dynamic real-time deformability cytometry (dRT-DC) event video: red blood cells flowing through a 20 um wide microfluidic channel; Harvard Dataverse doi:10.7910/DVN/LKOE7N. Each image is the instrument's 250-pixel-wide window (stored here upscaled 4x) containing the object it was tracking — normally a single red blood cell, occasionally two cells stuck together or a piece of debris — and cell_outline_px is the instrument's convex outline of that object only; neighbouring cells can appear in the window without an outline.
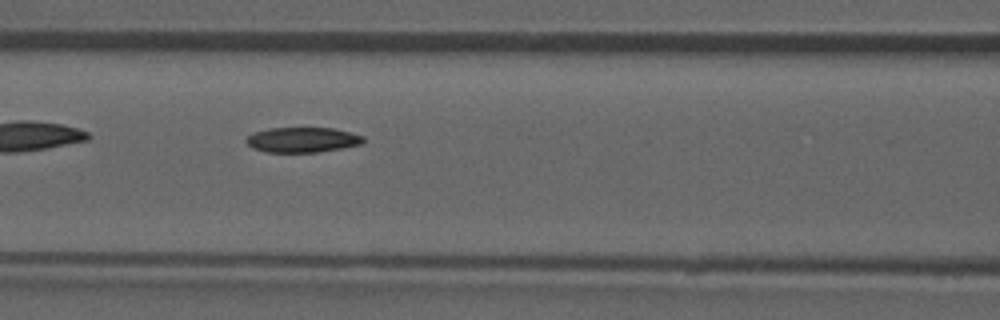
{"species": "common noctule bat (a hibernating species)", "species_latin": "Nyctalus noctula", "temperature_condition": "room temperature", "stored_images_in_passage": 35, "camera_frame_rate_fps": 3000, "um_per_image_px": 0.085, "animal": {"sex": "male", "forearm_length_mm": 52.5}, "frame": {"image": 1, "passage_image": 6, "time_ms": 1.667, "image_size_px": [1000, 320], "cell_outline_px": [[364, 144], [316, 152], [268, 152], [252, 148], [244, 140], [248, 136], [256, 132], [268, 128], [332, 128], [364, 136]], "centroid_in_image_um": [25.7, 11.88], "position_along_channel_um": 140.9, "area_um2": 16.99}}
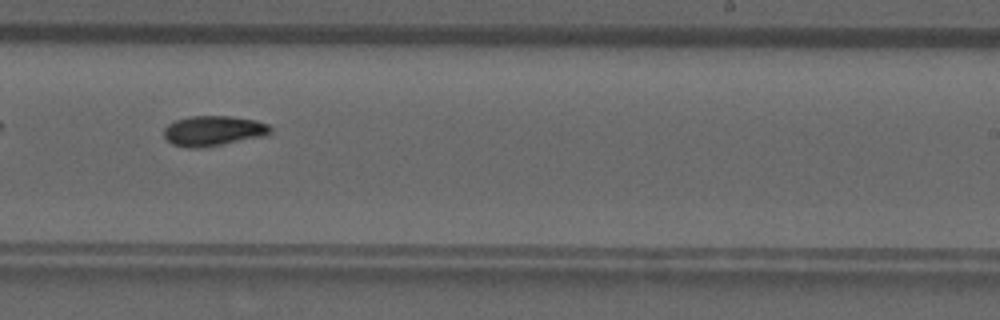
{"frame": {"image": 2, "passage_image": 16, "time_ms": 5.0, "image_size_px": [1000, 320], "cell_outline_px": [[272, 132], [264, 136], [204, 148], [188, 148], [172, 144], [164, 136], [164, 128], [168, 124], [176, 120], [188, 116], [232, 116], [256, 120], [268, 124], [272, 128]], "centroid_in_image_um": [18.14, 11.12], "position_along_channel_um": 270.9, "area_um2": 18.9}}